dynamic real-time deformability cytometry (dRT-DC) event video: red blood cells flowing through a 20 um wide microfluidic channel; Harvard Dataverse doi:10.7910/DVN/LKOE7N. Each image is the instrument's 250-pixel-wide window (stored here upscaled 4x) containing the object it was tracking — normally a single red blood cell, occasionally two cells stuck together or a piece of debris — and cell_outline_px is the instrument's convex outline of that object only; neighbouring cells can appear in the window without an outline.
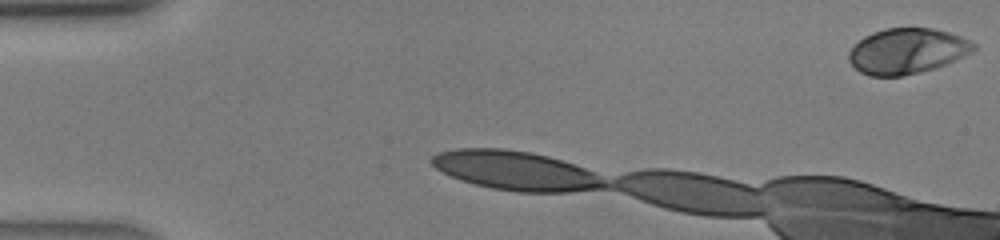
{"species": "human", "species_latin": "Homo sapiens", "temperature_condition": "warm", "stored_images_in_passage": 25, "camera_frame_rate_fps": 3000, "um_per_image_px": 0.085, "donor": {"sex": "male"}, "frame": {"image": 1, "passage_image": 1, "time_ms": 0.0, "image_size_px": [1000, 240], "cell_outline_px": [[976, 48], [972, 52], [964, 56], [936, 68], [900, 76], [868, 76], [860, 72], [848, 60], [848, 52], [864, 36], [872, 32], [884, 28], [932, 28], [948, 32], [960, 36], [976, 44]], "centroid_in_image_um": [77.09, 4.34], "position_along_channel_um": 7.9, "area_um2": 33.0}}
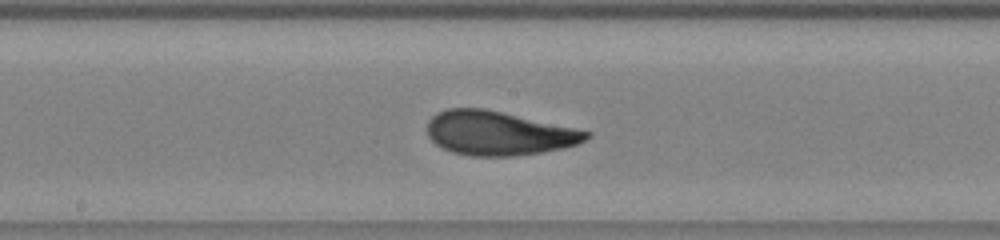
{"frame": {"image": 2, "passage_image": 13, "time_ms": 4.0, "image_size_px": [1000, 240], "cell_outline_px": [[592, 136], [576, 144], [564, 148], [540, 152], [512, 156], [472, 156], [452, 152], [436, 144], [428, 136], [428, 120], [436, 112], [448, 108], [484, 108], [592, 132]], "centroid_in_image_um": [42.35, 11.32], "position_along_channel_um": 205.8, "area_um2": 40.58}}
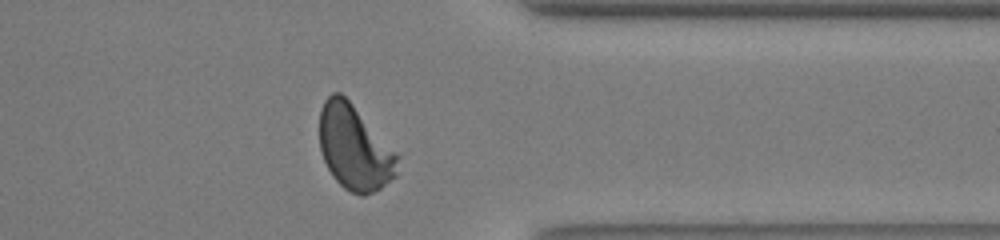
{"frame": {"image": 3, "passage_image": 24, "time_ms": 7.667, "image_size_px": [1000, 240], "cell_outline_px": [[400, 156], [396, 176], [380, 188], [364, 196], [360, 196], [344, 188], [332, 176], [320, 152], [320, 108], [324, 100], [332, 92], [340, 92], [352, 104]], "centroid_in_image_um": [30.13, 12.56], "position_along_channel_um": 381.3, "area_um2": 38.44}}